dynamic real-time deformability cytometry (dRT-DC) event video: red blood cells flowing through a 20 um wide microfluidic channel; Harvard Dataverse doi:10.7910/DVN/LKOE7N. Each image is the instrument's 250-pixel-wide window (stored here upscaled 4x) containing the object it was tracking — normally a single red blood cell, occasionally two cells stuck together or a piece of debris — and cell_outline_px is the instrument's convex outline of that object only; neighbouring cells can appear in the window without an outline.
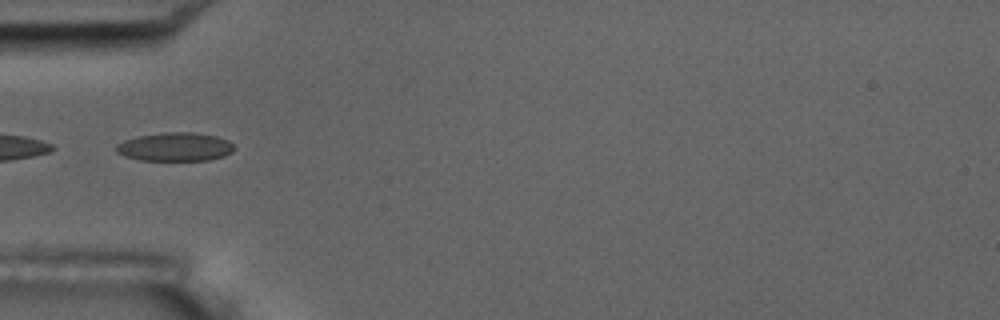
{"species": "common noctule bat (a hibernating species)", "species_latin": "Nyctalus noctula", "temperature_condition": "room temperature", "stored_images_in_passage": 7, "camera_frame_rate_fps": 3000, "um_per_image_px": 0.085, "animal": {"sex": "male", "body_mass_g": 17.5, "forearm_length_mm": 52.3}, "frame": {"image": 1, "passage_image": 6, "time_ms": 5.667, "image_size_px": [1000, 320], "cell_outline_px": [[232, 152], [224, 156], [208, 160], [140, 160], [124, 156], [116, 152], [116, 144], [124, 140], [136, 136], [164, 132], [192, 132], [216, 136], [228, 140], [232, 144]], "centroid_in_image_um": [14.85, 12.48], "position_along_channel_um": 70.2, "area_um2": 19.65}}